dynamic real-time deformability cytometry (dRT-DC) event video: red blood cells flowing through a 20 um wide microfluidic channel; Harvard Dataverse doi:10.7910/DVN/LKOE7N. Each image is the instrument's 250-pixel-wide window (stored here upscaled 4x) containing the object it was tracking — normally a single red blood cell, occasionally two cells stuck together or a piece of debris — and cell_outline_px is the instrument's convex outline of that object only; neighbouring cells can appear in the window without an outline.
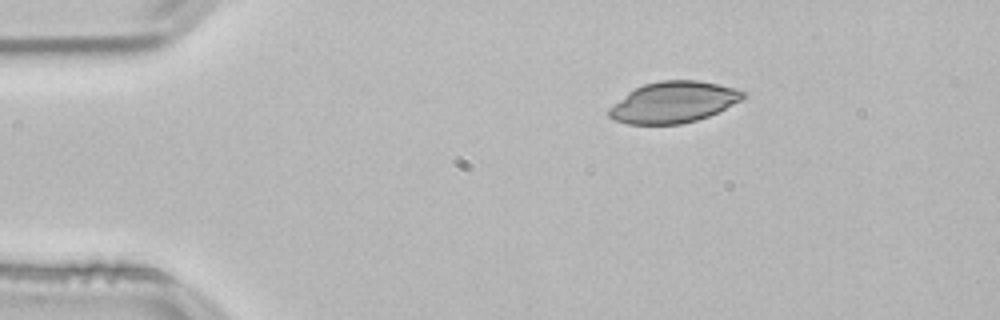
{"species": "common noctule bat (a hibernating species)", "species_latin": "Nyctalus noctula", "temperature_condition": "room temperature", "stored_images_in_passage": 30, "camera_frame_rate_fps": 3000, "um_per_image_px": 0.085, "animal": {"sex": "male", "body_mass_g": 21.5, "forearm_length_mm": 52.0}, "frame": {"image": 1, "passage_image": 1, "time_ms": 0.0, "image_size_px": [1000, 320], "cell_outline_px": [[748, 96], [708, 116], [696, 120], [680, 124], [628, 124], [612, 120], [608, 116], [608, 108], [628, 92], [644, 84], [660, 80], [696, 80], [736, 88], [748, 92]], "centroid_in_image_um": [57.23, 8.69], "position_along_channel_um": 27.8, "area_um2": 32.08}}